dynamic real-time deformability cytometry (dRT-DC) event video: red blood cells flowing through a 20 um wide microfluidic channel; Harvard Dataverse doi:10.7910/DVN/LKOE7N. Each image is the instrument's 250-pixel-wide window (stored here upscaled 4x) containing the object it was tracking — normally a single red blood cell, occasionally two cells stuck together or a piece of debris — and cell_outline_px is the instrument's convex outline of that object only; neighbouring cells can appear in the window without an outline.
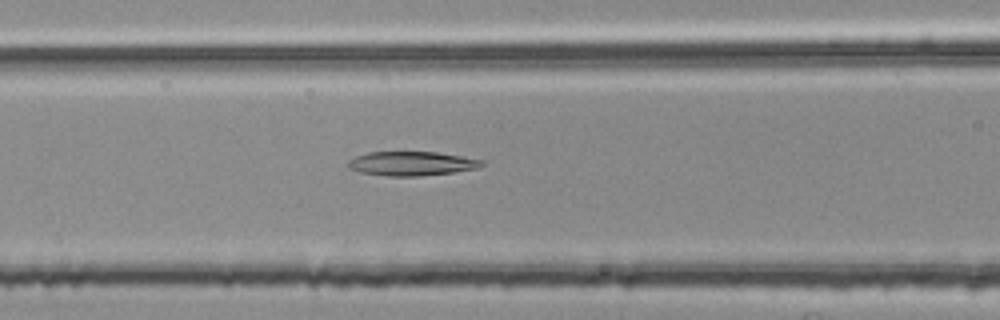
{"species": "common noctule bat (a hibernating species)", "species_latin": "Nyctalus noctula", "temperature_condition": "room temperature", "stored_images_in_passage": 36, "camera_frame_rate_fps": 3000, "um_per_image_px": 0.085, "animal": {"sex": "female", "body_mass_g": 25.1}, "frame": {"image": 1, "passage_image": 10, "time_ms": 3.0, "image_size_px": [1000, 320], "cell_outline_px": [[484, 164], [480, 168], [452, 172], [420, 176], [388, 176], [360, 172], [348, 168], [348, 160], [356, 156], [368, 152], [436, 152], [484, 160]], "centroid_in_image_um": [34.99, 13.9], "position_along_channel_um": 131.6, "area_um2": 18.79}}
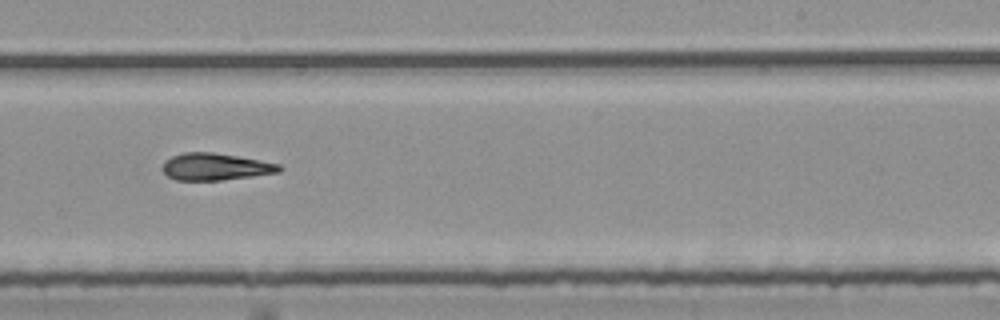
{"frame": {"image": 2, "passage_image": 21, "time_ms": 6.667, "image_size_px": [1000, 320], "cell_outline_px": [[284, 168], [280, 172], [252, 176], [220, 180], [176, 180], [168, 176], [160, 168], [164, 160], [172, 156], [184, 152], [212, 152], [260, 160], [280, 164]], "centroid_in_image_um": [18.29, 14.17], "position_along_channel_um": 270.7, "area_um2": 18.44}}
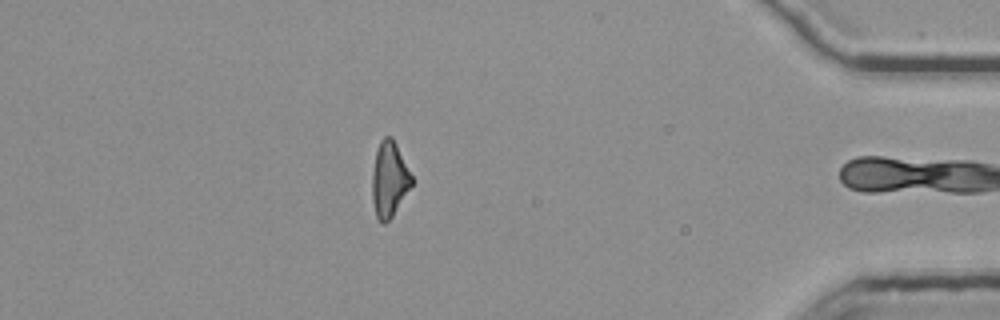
{"frame": {"image": 3, "passage_image": 35, "time_ms": 11.333, "image_size_px": [1000, 320], "cell_outline_px": [[412, 184], [392, 216], [384, 224], [376, 216], [372, 200], [372, 172], [376, 152], [380, 140], [384, 136], [392, 136], [412, 176]], "centroid_in_image_um": [33.07, 15.22], "position_along_channel_um": 402.1, "area_um2": 17.05}, "authors_computed_cell_mechanics": {"area_um2": 18.6405, "velocity_mm_per_s": 3.802, "shape_relaxation_time_tau1_ms": 8.9495, "shape_relaxation_time_tau2_ms": null, "deformation_change_tau1": 0.2253, "deformation_change_tau2": null}}